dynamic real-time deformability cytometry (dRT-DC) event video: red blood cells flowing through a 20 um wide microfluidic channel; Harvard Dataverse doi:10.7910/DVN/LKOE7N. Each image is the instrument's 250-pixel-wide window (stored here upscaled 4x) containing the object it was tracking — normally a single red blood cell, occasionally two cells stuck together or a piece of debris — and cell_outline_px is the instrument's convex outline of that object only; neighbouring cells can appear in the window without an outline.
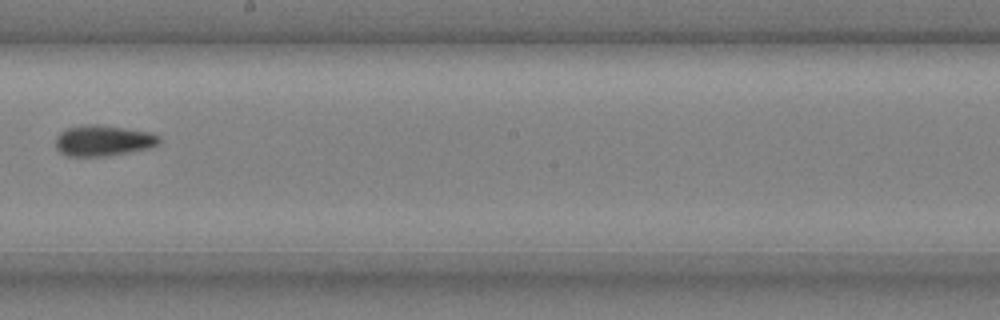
{"species": "common noctule bat (a hibernating species)", "species_latin": "Nyctalus noctula", "temperature_condition": "cold", "stored_images_in_passage": 9, "camera_frame_rate_fps": 3000, "um_per_image_px": 0.085, "animal": {"sex": "male", "body_mass_g": 20.4}, "frame": {"image": 1, "passage_image": 9, "time_ms": 2.667, "image_size_px": [1000, 320], "cell_outline_px": [[160, 144], [148, 148], [108, 156], [68, 156], [60, 152], [56, 148], [56, 136], [64, 128], [84, 124], [96, 124], [124, 128], [148, 132], [160, 136]], "centroid_in_image_um": [8.74, 11.94], "position_along_channel_um": 239.5, "area_um2": 18.67}}